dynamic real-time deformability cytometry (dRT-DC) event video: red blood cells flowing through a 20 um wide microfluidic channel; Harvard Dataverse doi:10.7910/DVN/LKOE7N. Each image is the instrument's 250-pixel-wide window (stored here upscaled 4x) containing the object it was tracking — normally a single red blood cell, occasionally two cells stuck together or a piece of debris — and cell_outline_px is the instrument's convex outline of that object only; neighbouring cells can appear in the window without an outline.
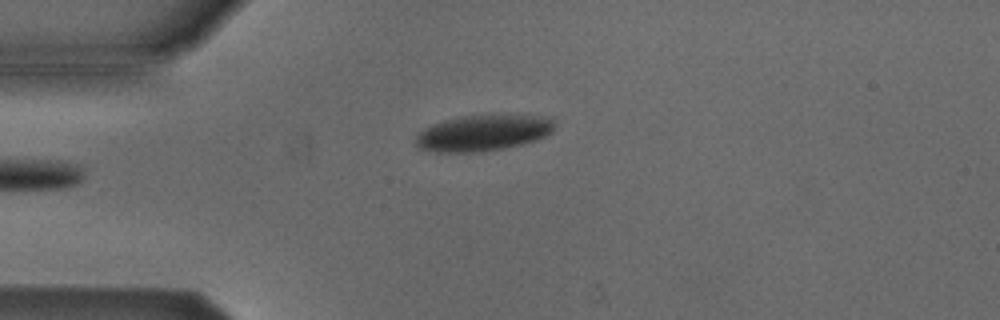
{"species": "Egyptian fruit bat (a non-hibernating species)", "species_latin": "Rousettus aegyptiacus", "temperature_condition": "cold", "stored_images_in_passage": 37, "camera_frame_rate_fps": 3000, "um_per_image_px": 0.085, "animal": {"sex": "male"}, "frame": {"image": 1, "passage_image": 1, "time_ms": 0.0, "image_size_px": [1000, 320], "cell_outline_px": [[556, 124], [552, 132], [536, 140], [504, 148], [484, 152], [436, 152], [420, 148], [416, 144], [416, 136], [424, 128], [432, 124], [444, 120], [464, 116], [552, 116], [556, 120]], "centroid_in_image_um": [41.09, 11.31], "position_along_channel_um": 43.9, "area_um2": 28.96}}
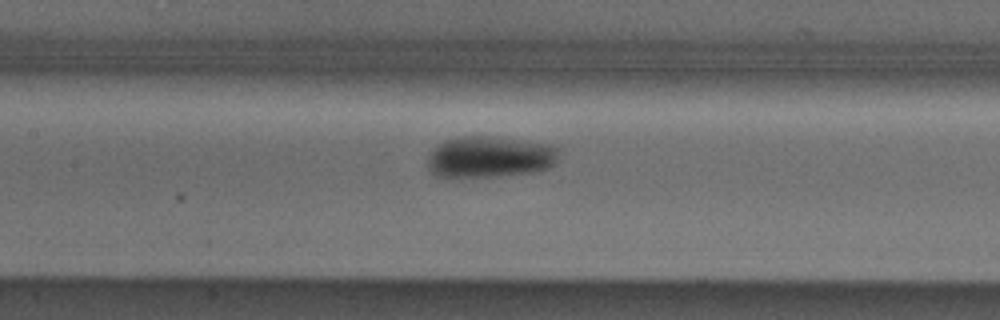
{"frame": {"image": 2, "passage_image": 12, "time_ms": 3.667, "image_size_px": [1000, 320], "cell_outline_px": [[560, 148], [556, 160], [548, 168], [532, 172], [496, 176], [436, 176], [428, 168], [428, 156], [444, 140], [460, 136], [488, 136], [552, 144]], "centroid_in_image_um": [41.66, 13.32], "position_along_channel_um": 165.7, "area_um2": 31.33}}
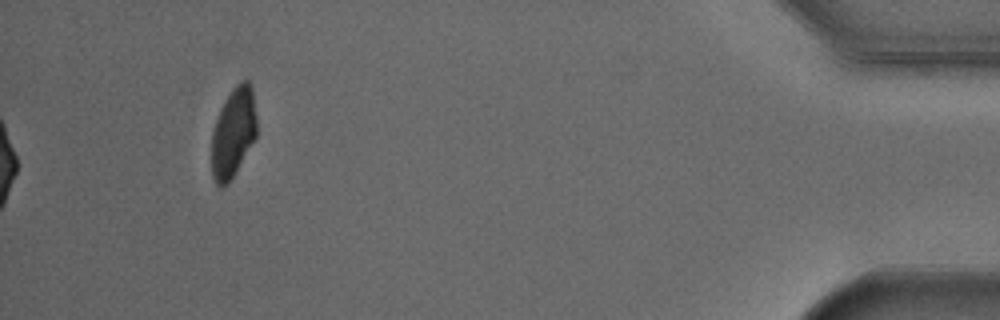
{"frame": {"image": 3, "passage_image": 37, "time_ms": 12.0, "image_size_px": [1000, 320], "cell_outline_px": [[256, 136], [228, 184], [220, 188], [216, 184], [212, 176], [212, 132], [220, 108], [232, 88], [240, 80], [248, 80], [252, 88], [256, 116]], "centroid_in_image_um": [19.82, 11.25], "position_along_channel_um": 415.4, "area_um2": 23.41}, "authors_computed_cell_mechanics": {"area_um2": 29.8826, "velocity_mm_per_s": 3.8599, "shape_relaxation_time_tau1_ms": 3.0417, "shape_relaxation_time_tau2_ms": null, "deformation_change_tau1": 0.0934, "deformation_change_tau2": null}}